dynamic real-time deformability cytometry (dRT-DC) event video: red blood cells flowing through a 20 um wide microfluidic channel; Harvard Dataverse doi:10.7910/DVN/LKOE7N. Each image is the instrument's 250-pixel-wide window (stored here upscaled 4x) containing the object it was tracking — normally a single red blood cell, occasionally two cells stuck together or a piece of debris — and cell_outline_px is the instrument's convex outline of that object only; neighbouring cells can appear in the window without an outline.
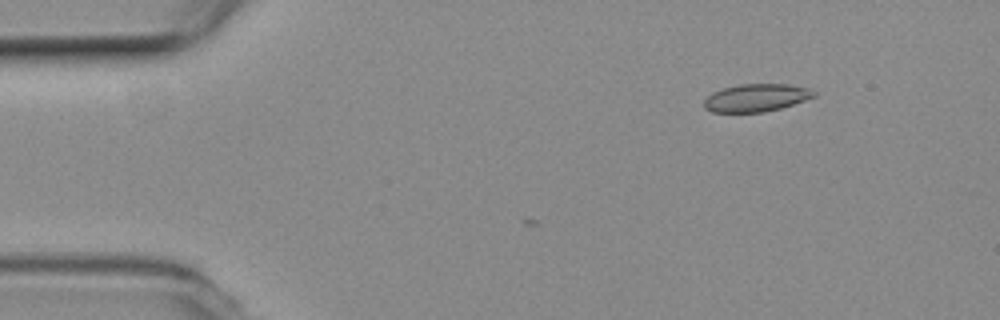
{"species": "common noctule bat (a hibernating species)", "species_latin": "Nyctalus noctula", "temperature_condition": "room temperature", "stored_images_in_passage": 3, "camera_frame_rate_fps": 3000, "um_per_image_px": 0.085, "animal": {"sex": "female", "body_mass_g": 19.3, "forearm_length_mm": 54.1}, "frame": {"image": 1, "passage_image": 3, "time_ms": 0.667, "image_size_px": [1000, 320], "cell_outline_px": [[816, 96], [780, 108], [764, 112], [712, 112], [704, 108], [704, 100], [712, 92], [724, 88], [740, 84], [788, 84], [808, 88], [816, 92]], "centroid_in_image_um": [64.26, 8.31], "position_along_channel_um": 20.7, "area_um2": 17.63}}